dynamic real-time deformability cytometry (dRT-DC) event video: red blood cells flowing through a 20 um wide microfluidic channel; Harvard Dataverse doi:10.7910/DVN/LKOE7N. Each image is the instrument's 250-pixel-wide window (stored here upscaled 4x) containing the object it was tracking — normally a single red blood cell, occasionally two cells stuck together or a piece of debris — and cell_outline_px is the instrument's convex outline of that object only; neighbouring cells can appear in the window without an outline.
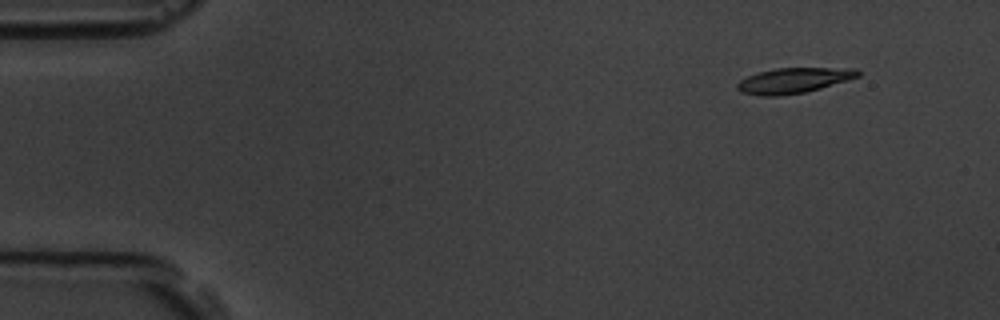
{"species": "common noctule bat (a hibernating species)", "species_latin": "Nyctalus noctula", "temperature_condition": "room temperature", "stored_images_in_passage": 4, "camera_frame_rate_fps": 3000, "um_per_image_px": 0.085, "animal": {"sex": "male", "body_mass_g": 19.5, "forearm_length_mm": 54.6}, "frame": {"image": 1, "passage_image": 1, "time_ms": 0.0, "image_size_px": [1000, 320], "cell_outline_px": [[860, 76], [848, 80], [820, 88], [804, 92], [776, 96], [760, 96], [744, 92], [736, 88], [736, 84], [740, 80], [756, 72], [776, 68], [860, 68]], "centroid_in_image_um": [67.47, 6.82], "position_along_channel_um": 17.5, "area_um2": 17.8}}